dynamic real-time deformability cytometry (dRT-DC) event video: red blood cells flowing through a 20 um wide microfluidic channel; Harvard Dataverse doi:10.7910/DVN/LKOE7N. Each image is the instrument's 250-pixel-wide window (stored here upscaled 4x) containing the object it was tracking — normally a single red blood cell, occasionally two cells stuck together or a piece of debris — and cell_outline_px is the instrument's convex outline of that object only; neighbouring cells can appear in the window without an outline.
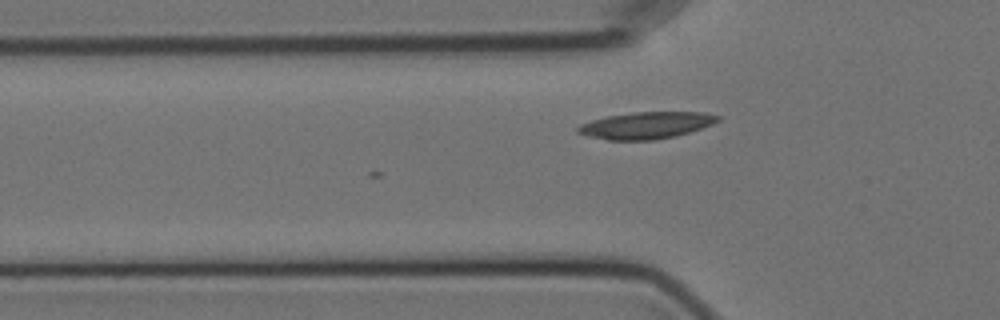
{"species": "Egyptian fruit bat (a non-hibernating species)", "species_latin": "Rousettus aegyptiacus", "temperature_condition": "cold", "stored_images_in_passage": 2, "camera_frame_rate_fps": 3000, "um_per_image_px": 0.085, "animal": {"sex": "female"}, "frame": {"image": 1, "passage_image": 2, "time_ms": 0.333, "image_size_px": [1000, 320], "cell_outline_px": [[720, 120], [712, 124], [676, 136], [652, 140], [608, 140], [588, 136], [576, 132], [576, 128], [580, 124], [592, 120], [608, 116], [632, 112], [704, 112], [720, 116]], "centroid_in_image_um": [54.91, 10.65], "position_along_channel_um": 70.9, "area_um2": 21.79}}